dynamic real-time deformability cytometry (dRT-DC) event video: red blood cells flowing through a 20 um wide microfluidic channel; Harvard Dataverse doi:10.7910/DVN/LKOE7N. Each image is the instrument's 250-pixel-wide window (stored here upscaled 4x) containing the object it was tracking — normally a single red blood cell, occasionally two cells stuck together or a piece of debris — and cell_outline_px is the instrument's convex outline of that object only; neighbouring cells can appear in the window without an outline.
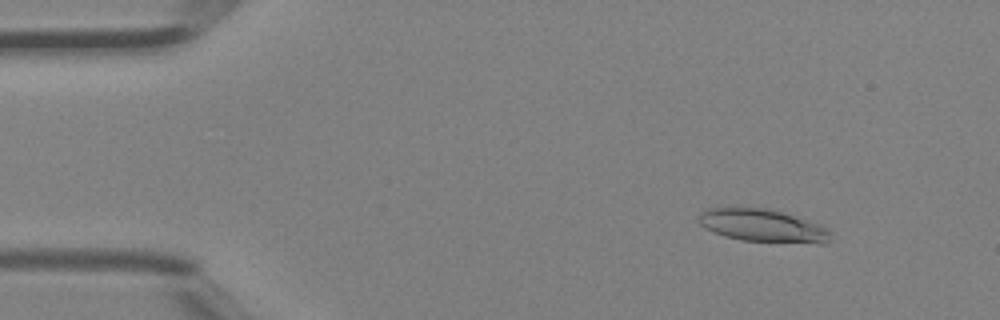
{"species": "Egyptian fruit bat (a non-hibernating species)", "species_latin": "Rousettus aegyptiacus", "temperature_condition": "room temperature", "stored_images_in_passage": 41, "camera_frame_rate_fps": 3000, "um_per_image_px": 0.085, "animal": {"sex": "female"}, "frame": {"image": 1, "passage_image": 1, "time_ms": 0.0, "image_size_px": [1000, 320], "cell_outline_px": [[832, 240], [824, 244], [820, 244], [740, 240], [724, 236], [700, 224], [700, 212], [708, 208], [732, 204], [736, 204], [768, 208], [784, 212], [820, 224], [832, 232]], "centroid_in_image_um": [64.85, 19.13], "position_along_channel_um": 20.1, "area_um2": 26.18}}
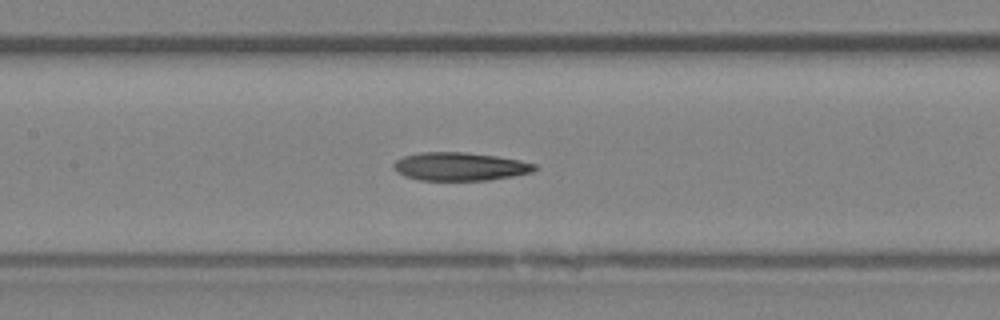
{"frame": {"image": 2, "passage_image": 17, "time_ms": 5.333, "image_size_px": [1000, 320], "cell_outline_px": [[540, 168], [532, 172], [512, 176], [488, 180], [420, 180], [404, 176], [396, 172], [392, 164], [396, 160], [404, 156], [424, 152], [464, 152], [496, 156], [520, 160], [536, 164]], "centroid_in_image_um": [39.11, 14.15], "position_along_channel_um": 168.3, "area_um2": 23.24}}
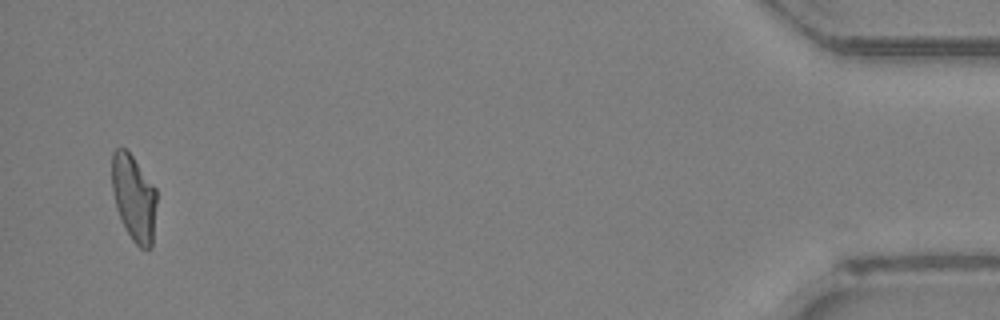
{"frame": {"image": 3, "passage_image": 40, "time_ms": 13.0, "image_size_px": [1000, 320], "cell_outline_px": [[156, 204], [152, 248], [140, 248], [132, 240], [116, 208], [112, 188], [112, 152], [116, 148], [124, 148], [132, 156], [156, 188]], "centroid_in_image_um": [11.38, 16.81], "position_along_channel_um": 423.8, "area_um2": 22.25}, "authors_computed_cell_mechanics": {"area_um2": 23.5246, "velocity_mm_per_s": 4.4692, "shape_relaxation_time_tau1_ms": null, "shape_relaxation_time_tau2_ms": 5.0829, "deformation_change_tau1": null, "deformation_change_tau2": 0.1554}}